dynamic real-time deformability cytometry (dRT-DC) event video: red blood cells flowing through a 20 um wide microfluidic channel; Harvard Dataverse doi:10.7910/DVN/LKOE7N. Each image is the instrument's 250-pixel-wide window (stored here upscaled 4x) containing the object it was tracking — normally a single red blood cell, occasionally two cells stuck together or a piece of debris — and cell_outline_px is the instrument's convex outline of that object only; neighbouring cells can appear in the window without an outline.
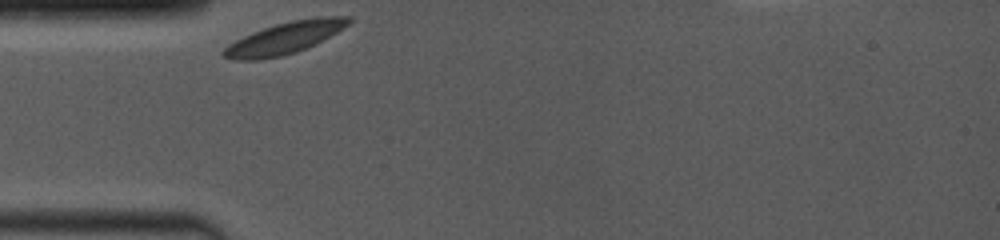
{"species": "common noctule bat (a hibernating species)", "species_latin": "Nyctalus noctula", "temperature_condition": "room temperature", "stored_images_in_passage": 6, "camera_frame_rate_fps": 4000, "um_per_image_px": 0.085, "animal": {"sex": "female", "body_mass_g": 19.0, "forearm_length_mm": 53.3}, "frame": {"image": 1, "passage_image": 1, "time_ms": 0.0, "image_size_px": [1000, 240], "cell_outline_px": [[352, 20], [348, 24], [336, 32], [296, 52], [280, 56], [256, 60], [232, 60], [224, 56], [220, 52], [228, 44], [252, 32], [276, 24], [292, 20], [316, 16], [352, 16]], "centroid_in_image_um": [24.16, 3.22], "position_along_channel_um": 60.8, "area_um2": 22.77}}
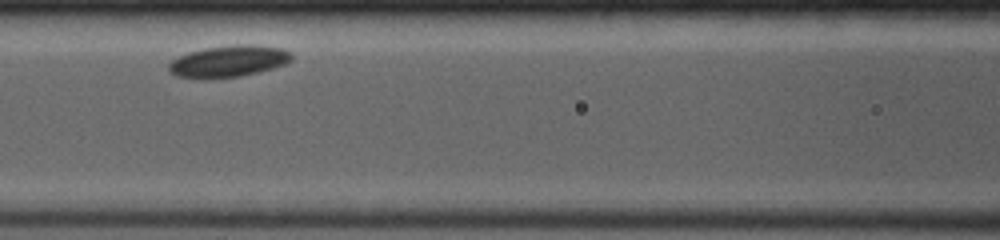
{"frame": {"image": 2, "passage_image": 4, "time_ms": 2.5, "image_size_px": [1000, 240], "cell_outline_px": [[292, 60], [284, 64], [272, 68], [240, 76], [176, 76], [168, 72], [168, 64], [172, 60], [188, 52], [204, 48], [232, 44], [256, 44], [280, 48], [292, 52]], "centroid_in_image_um": [19.46, 5.15], "position_along_channel_um": 147.1, "area_um2": 22.08}}
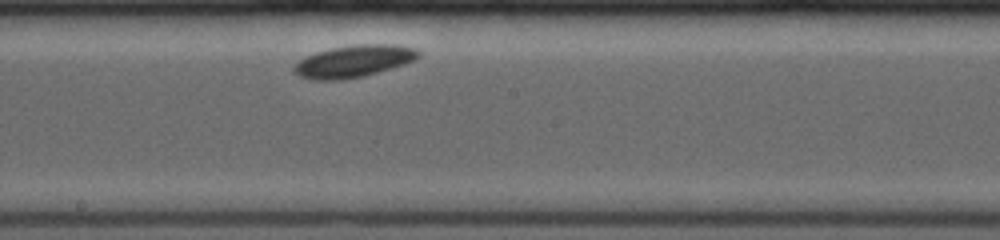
{"frame": {"image": 3, "passage_image": 6, "time_ms": 4.5, "image_size_px": [1000, 240], "cell_outline_px": [[420, 56], [404, 64], [364, 76], [344, 80], [316, 80], [300, 76], [292, 68], [300, 60], [316, 52], [332, 48], [356, 44], [396, 44], [416, 48], [420, 52]], "centroid_in_image_um": [30.1, 5.2], "position_along_channel_um": 218.1, "area_um2": 23.06}}